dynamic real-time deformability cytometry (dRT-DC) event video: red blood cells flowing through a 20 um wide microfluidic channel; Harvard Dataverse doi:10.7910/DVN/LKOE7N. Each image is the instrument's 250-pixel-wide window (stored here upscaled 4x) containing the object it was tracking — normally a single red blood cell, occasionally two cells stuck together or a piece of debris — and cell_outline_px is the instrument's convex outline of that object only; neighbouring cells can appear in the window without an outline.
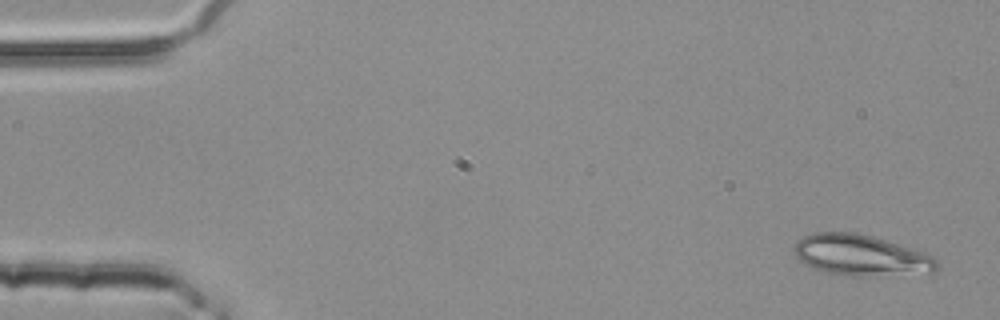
{"species": "common noctule bat (a hibernating species)", "species_latin": "Nyctalus noctula", "temperature_condition": "room temperature", "stored_images_in_passage": 24, "camera_frame_rate_fps": 3000, "um_per_image_px": 0.085, "animal": {"sex": "female", "body_mass_g": 25.1}, "frame": {"image": 1, "passage_image": 1, "time_ms": 0.0, "image_size_px": [1000, 320], "cell_outline_px": [[936, 272], [868, 276], [852, 276], [828, 272], [804, 264], [796, 256], [792, 248], [804, 236], [812, 232], [856, 232], [872, 236], [924, 252], [932, 256], [936, 260]], "centroid_in_image_um": [73.16, 21.69], "position_along_channel_um": 11.8, "area_um2": 33.7}}
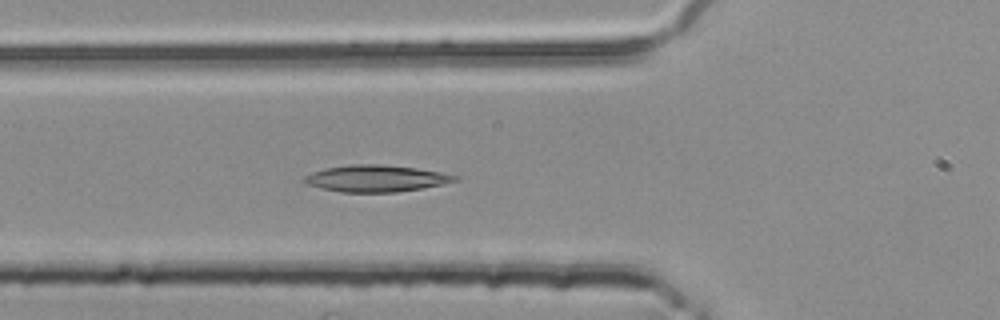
{"frame": {"image": 2, "passage_image": 18, "time_ms": 5.667, "image_size_px": [1000, 320], "cell_outline_px": [[460, 180], [420, 188], [396, 192], [340, 192], [320, 188], [308, 184], [304, 180], [304, 176], [312, 172], [324, 168], [352, 164], [384, 164], [416, 168], [440, 172], [460, 176]], "centroid_in_image_um": [31.95, 15.16], "position_along_channel_um": 93.8, "area_um2": 23.35}}
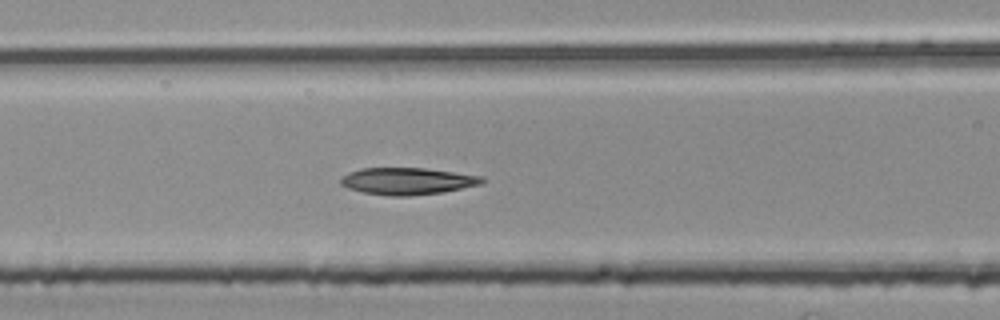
{"frame": {"image": 3, "passage_image": 21, "time_ms": 6.667, "image_size_px": [1000, 320], "cell_outline_px": [[484, 184], [440, 192], [408, 196], [388, 196], [360, 192], [348, 188], [340, 184], [340, 180], [348, 172], [360, 168], [424, 168], [484, 176]], "centroid_in_image_um": [34.62, 15.39], "position_along_channel_um": 132.0, "area_um2": 22.25}}